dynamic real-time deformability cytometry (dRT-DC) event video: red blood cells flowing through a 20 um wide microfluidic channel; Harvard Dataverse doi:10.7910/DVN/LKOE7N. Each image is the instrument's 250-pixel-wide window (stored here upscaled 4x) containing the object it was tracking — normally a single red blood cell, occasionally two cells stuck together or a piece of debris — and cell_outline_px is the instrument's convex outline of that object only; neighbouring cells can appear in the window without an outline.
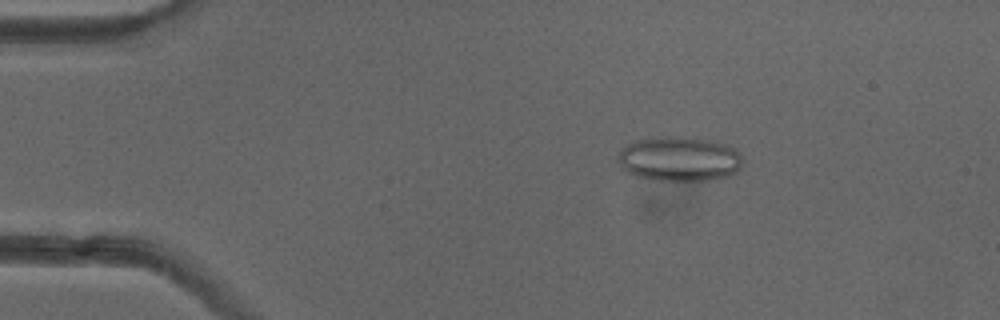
{"species": "common noctule bat (a hibernating species)", "species_latin": "Nyctalus noctula", "temperature_condition": "cold", "stored_images_in_passage": 52, "camera_frame_rate_fps": 3000, "um_per_image_px": 0.085, "animal": {"sex": "female"}, "frame": {"image": 1, "passage_image": 9, "time_ms": 2.667, "image_size_px": [1000, 320], "cell_outline_px": [[740, 168], [736, 172], [728, 176], [712, 180], [656, 180], [636, 176], [620, 168], [620, 148], [636, 140], [652, 136], [684, 136], [712, 140], [736, 148], [740, 156]], "centroid_in_image_um": [57.73, 13.49], "position_along_channel_um": 27.3, "area_um2": 32.66}}
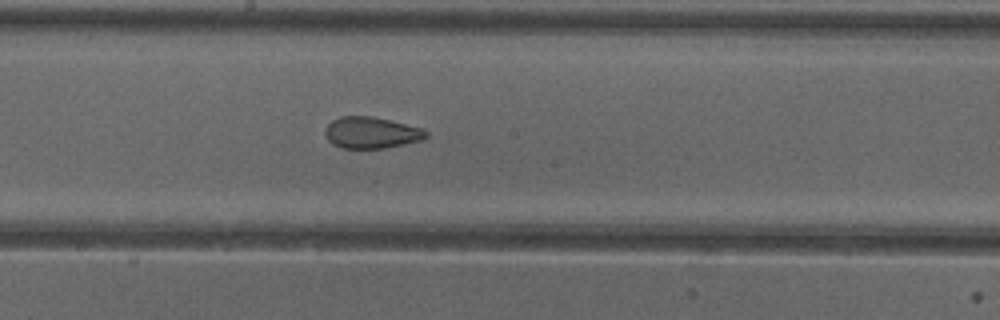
{"frame": {"image": 2, "passage_image": 28, "time_ms": 9.0, "image_size_px": [1000, 320], "cell_outline_px": [[428, 136], [424, 140], [384, 148], [340, 148], [332, 144], [328, 140], [324, 132], [328, 124], [332, 120], [340, 116], [372, 116], [424, 128], [428, 132]], "centroid_in_image_um": [31.58, 11.28], "position_along_channel_um": 216.6, "area_um2": 18.67}}
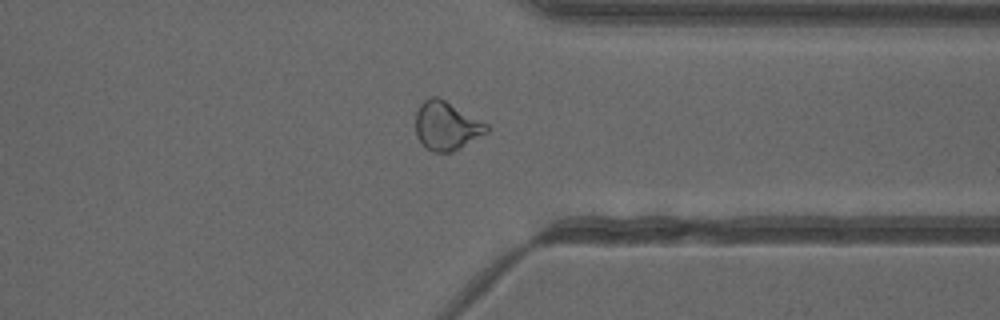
{"frame": {"image": 3, "passage_image": 40, "time_ms": 13.0, "image_size_px": [1000, 320], "cell_outline_px": [[488, 132], [452, 152], [432, 152], [416, 136], [416, 112], [420, 104], [428, 96], [436, 96], [444, 100], [488, 124]], "centroid_in_image_um": [37.93, 10.69], "position_along_channel_um": 373.5, "area_um2": 19.83}, "authors_computed_cell_mechanics": {"area_um2": 21.5016, "velocity_mm_per_s": 3.9948, "shape_relaxation_time_tau1_ms": null, "shape_relaxation_time_tau2_ms": 1.3127, "deformation_change_tau1": null, "deformation_change_tau2": 0.0809}}